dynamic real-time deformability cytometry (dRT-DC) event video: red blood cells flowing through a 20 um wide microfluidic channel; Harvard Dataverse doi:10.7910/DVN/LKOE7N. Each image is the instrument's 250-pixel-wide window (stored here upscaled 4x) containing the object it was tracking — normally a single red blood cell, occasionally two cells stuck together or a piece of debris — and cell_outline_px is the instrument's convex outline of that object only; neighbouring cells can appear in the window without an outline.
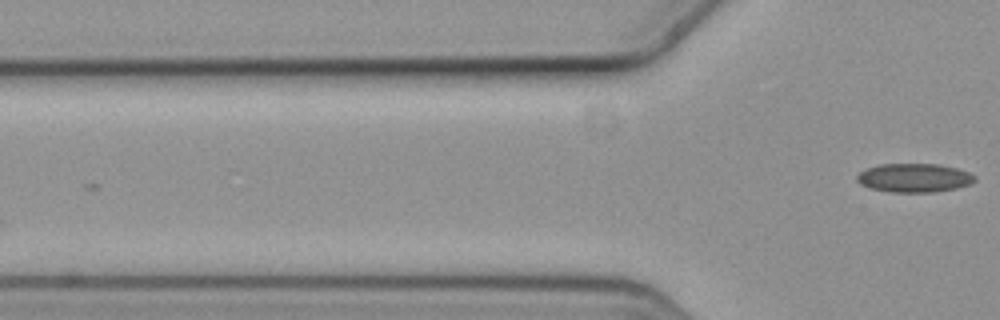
{"species": "common noctule bat (a hibernating species)", "species_latin": "Nyctalus noctula", "temperature_condition": "cold", "stored_images_in_passage": 4, "camera_frame_rate_fps": 3000, "um_per_image_px": 0.085, "animal": {"sex": "female", "body_mass_g": 19.3, "forearm_length_mm": 54.1}, "frame": {"image": 1, "passage_image": 4, "time_ms": 1.0, "image_size_px": [1000, 320], "cell_outline_px": [[976, 180], [968, 184], [956, 188], [932, 192], [892, 192], [868, 188], [860, 184], [856, 180], [856, 176], [860, 172], [868, 168], [880, 164], [940, 164], [956, 168], [968, 172], [976, 176]], "centroid_in_image_um": [77.68, 15.11], "position_along_channel_um": 48.1, "area_um2": 19.71}}